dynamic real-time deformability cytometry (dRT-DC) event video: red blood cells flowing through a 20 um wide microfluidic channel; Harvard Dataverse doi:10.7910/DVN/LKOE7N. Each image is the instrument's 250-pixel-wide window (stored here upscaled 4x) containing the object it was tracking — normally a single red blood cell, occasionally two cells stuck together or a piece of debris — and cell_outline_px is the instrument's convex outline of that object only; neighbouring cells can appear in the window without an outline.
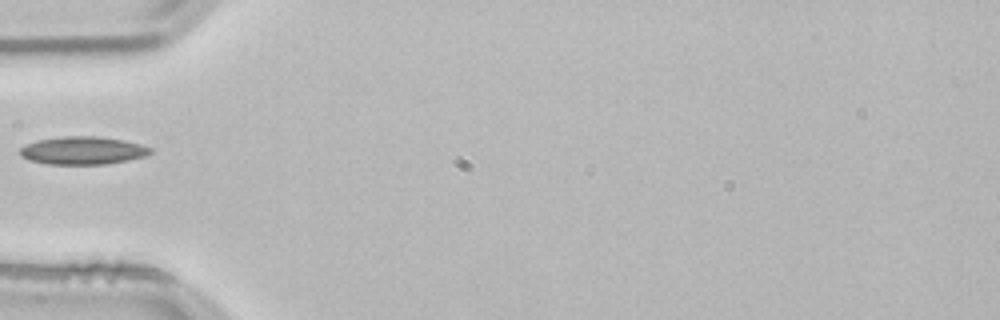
{"species": "common noctule bat (a hibernating species)", "species_latin": "Nyctalus noctula", "temperature_condition": "room temperature", "stored_images_in_passage": 36, "camera_frame_rate_fps": 3000, "um_per_image_px": 0.085, "animal": {"sex": "male", "body_mass_g": 21.5, "forearm_length_mm": 52.0}, "frame": {"image": 1, "passage_image": 1, "time_ms": 0.0, "image_size_px": [1000, 320], "cell_outline_px": [[152, 152], [144, 156], [128, 160], [104, 164], [48, 164], [28, 160], [20, 156], [20, 148], [28, 144], [40, 140], [64, 136], [100, 136], [124, 140], [140, 144], [152, 148]], "centroid_in_image_um": [7.05, 12.79], "position_along_channel_um": 78.0, "area_um2": 21.1}}
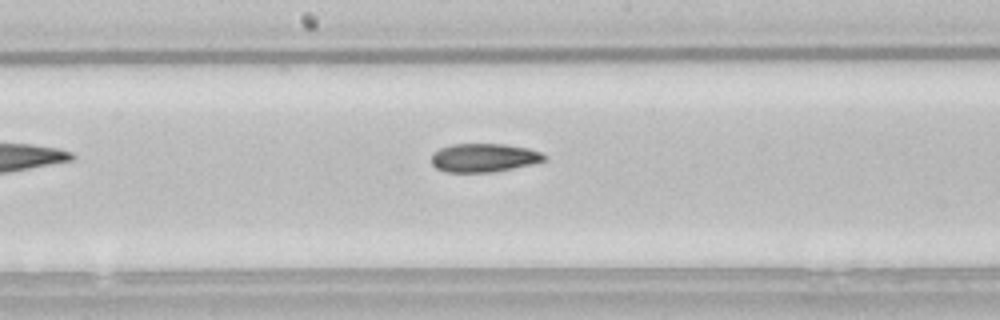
{"frame": {"image": 2, "passage_image": 11, "time_ms": 3.333, "image_size_px": [1000, 320], "cell_outline_px": [[548, 160], [532, 164], [496, 172], [444, 172], [436, 168], [432, 164], [432, 156], [440, 148], [452, 144], [504, 144], [528, 148], [540, 152], [548, 156]], "centroid_in_image_um": [41.17, 13.41], "position_along_channel_um": 207.0, "area_um2": 18.9}}
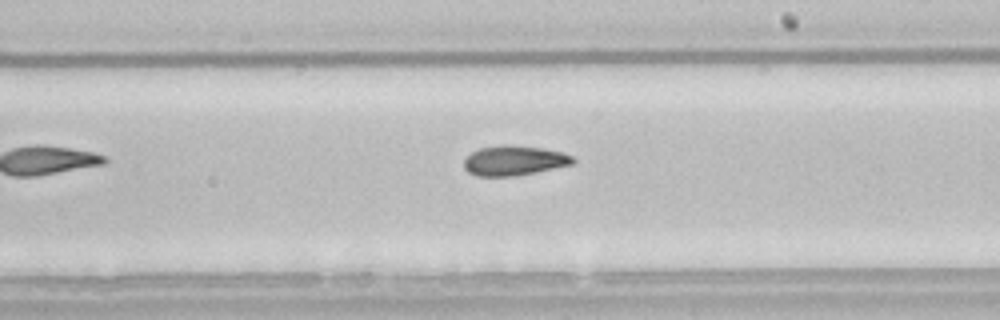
{"frame": {"image": 3, "passage_image": 14, "time_ms": 4.333, "image_size_px": [1000, 320], "cell_outline_px": [[576, 160], [572, 164], [536, 172], [516, 176], [476, 176], [468, 172], [464, 168], [464, 160], [472, 152], [480, 148], [504, 144], [512, 144], [544, 148], [564, 152], [572, 156]], "centroid_in_image_um": [43.71, 13.64], "position_along_channel_um": 245.3, "area_um2": 19.13}}